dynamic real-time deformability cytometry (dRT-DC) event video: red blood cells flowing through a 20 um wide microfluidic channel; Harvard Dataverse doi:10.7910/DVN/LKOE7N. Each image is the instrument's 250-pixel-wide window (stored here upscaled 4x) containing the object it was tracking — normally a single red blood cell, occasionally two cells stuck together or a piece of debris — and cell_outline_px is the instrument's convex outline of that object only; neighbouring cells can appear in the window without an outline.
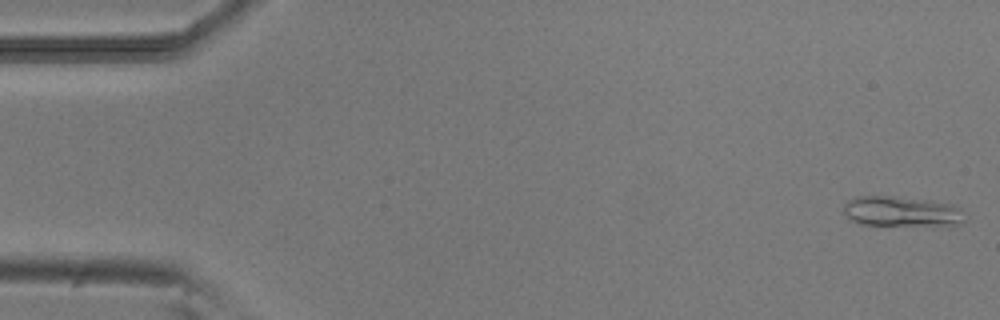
{"species": "common noctule bat (a hibernating species)", "species_latin": "Nyctalus noctula", "temperature_condition": "room temperature", "stored_images_in_passage": 52, "camera_frame_rate_fps": 3000, "um_per_image_px": 0.085, "animal": {"sex": "male", "body_mass_g": 20.5, "forearm_length_mm": 52.5}, "frame": {"image": 1, "passage_image": 1, "time_ms": 0.0, "image_size_px": [1000, 320], "cell_outline_px": [[964, 220], [960, 224], [860, 224], [852, 220], [840, 212], [844, 204], [848, 200], [856, 196], [892, 196], [932, 200], [952, 204], [960, 208]], "centroid_in_image_um": [76.55, 17.94], "position_along_channel_um": 8.5, "area_um2": 21.04}}
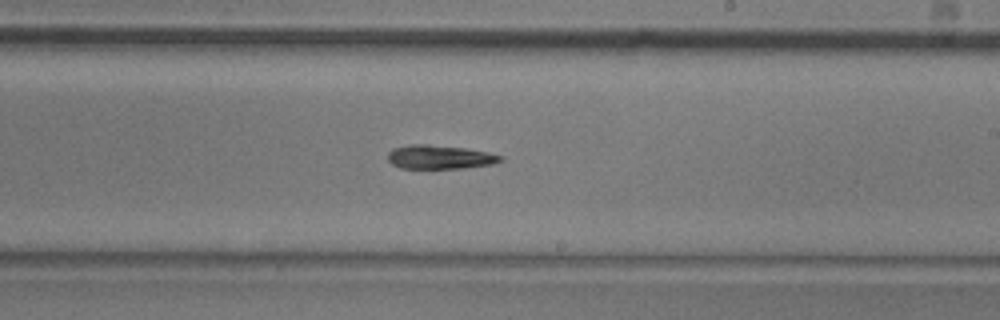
{"frame": {"image": 2, "passage_image": 30, "time_ms": 9.667, "image_size_px": [1000, 320], "cell_outline_px": [[504, 160], [492, 164], [464, 168], [400, 168], [392, 164], [388, 160], [388, 152], [392, 148], [412, 144], [428, 144], [464, 148], [488, 152], [504, 156]], "centroid_in_image_um": [37.38, 13.35], "position_along_channel_um": 251.6, "area_um2": 15.72}}
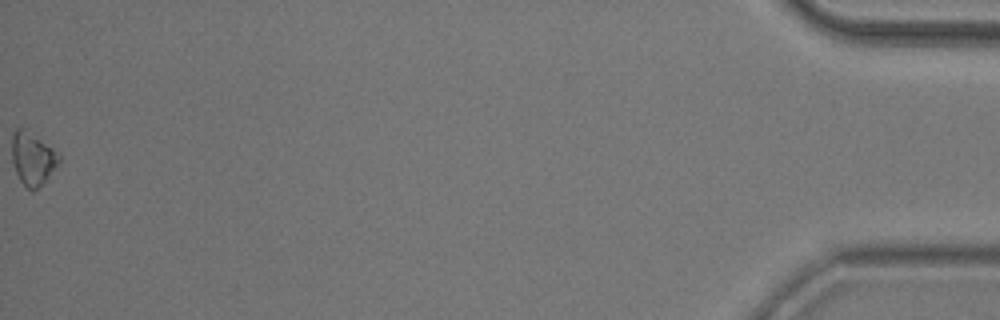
{"frame": {"image": 3, "passage_image": 52, "time_ms": 17.0, "image_size_px": [1000, 320], "cell_outline_px": [[60, 160], [48, 176], [32, 192], [20, 180], [16, 172], [12, 160], [12, 132], [16, 128], [24, 128], [60, 152]], "centroid_in_image_um": [2.76, 13.43], "position_along_channel_um": 432.4, "area_um2": 14.28}, "authors_computed_cell_mechanics": {"area_um2": 15.9817, "velocity_mm_per_s": 3.8527, "shape_relaxation_time_tau1_ms": 7.2338, "shape_relaxation_time_tau2_ms": null, "deformation_change_tau1": 0.1792, "deformation_change_tau2": null}}